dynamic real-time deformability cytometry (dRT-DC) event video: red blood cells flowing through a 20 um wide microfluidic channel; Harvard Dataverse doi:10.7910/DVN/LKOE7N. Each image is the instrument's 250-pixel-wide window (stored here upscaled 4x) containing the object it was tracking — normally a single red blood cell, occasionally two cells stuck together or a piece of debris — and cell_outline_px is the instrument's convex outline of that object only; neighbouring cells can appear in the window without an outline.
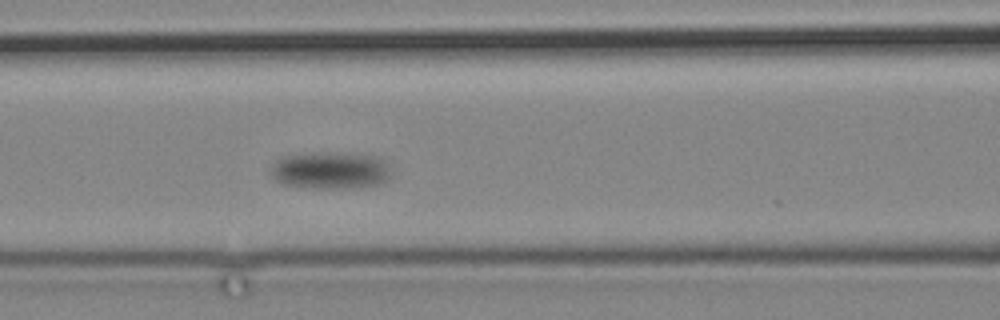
{"species": "common noctule bat (a hibernating species)", "species_latin": "Nyctalus noctula", "temperature_condition": "cold", "stored_images_in_passage": 5, "camera_frame_rate_fps": 3000, "um_per_image_px": 0.085, "animal": {"sex": "male", "body_mass_g": 19.2, "forearm_length_mm": 51.8}, "frame": {"image": 1, "passage_image": 5, "time_ms": 4.667, "image_size_px": [1000, 320], "cell_outline_px": [[388, 176], [380, 184], [360, 188], [308, 188], [280, 184], [268, 172], [272, 164], [280, 156], [320, 152], [328, 152], [376, 156], [388, 160]], "centroid_in_image_um": [28.02, 14.49], "position_along_channel_um": 138.6, "area_um2": 26.47}}